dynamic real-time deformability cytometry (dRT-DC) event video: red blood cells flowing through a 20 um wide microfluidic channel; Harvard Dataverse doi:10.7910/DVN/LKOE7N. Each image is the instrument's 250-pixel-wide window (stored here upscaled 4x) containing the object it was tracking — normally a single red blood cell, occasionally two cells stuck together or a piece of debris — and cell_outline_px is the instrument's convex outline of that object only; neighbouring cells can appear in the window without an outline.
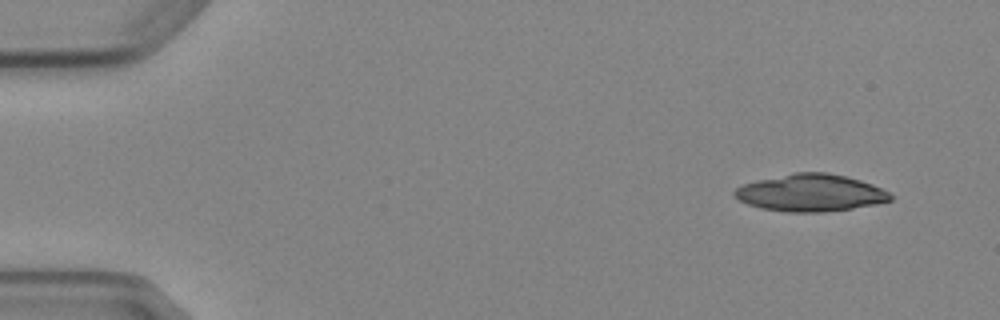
{"species": "Egyptian fruit bat (a non-hibernating species)", "species_latin": "Rousettus aegyptiacus", "temperature_condition": "cold", "stored_images_in_passage": 5, "segment_of_instrument_passage": [1, 2], "camera_frame_rate_fps": 3000, "um_per_image_px": 0.085, "animal": {"sex": "female"}, "frame": {"image": 1, "passage_image": 1, "time_ms": 0.0, "image_size_px": [1000, 320], "cell_outline_px": [[892, 200], [876, 204], [852, 208], [824, 212], [784, 212], [760, 208], [748, 204], [732, 196], [732, 192], [736, 188], [744, 184], [756, 180], [796, 172], [828, 172], [860, 180], [872, 184], [888, 192], [892, 196]], "centroid_in_image_um": [68.87, 16.39], "position_along_channel_um": 16.1, "area_um2": 33.76}}